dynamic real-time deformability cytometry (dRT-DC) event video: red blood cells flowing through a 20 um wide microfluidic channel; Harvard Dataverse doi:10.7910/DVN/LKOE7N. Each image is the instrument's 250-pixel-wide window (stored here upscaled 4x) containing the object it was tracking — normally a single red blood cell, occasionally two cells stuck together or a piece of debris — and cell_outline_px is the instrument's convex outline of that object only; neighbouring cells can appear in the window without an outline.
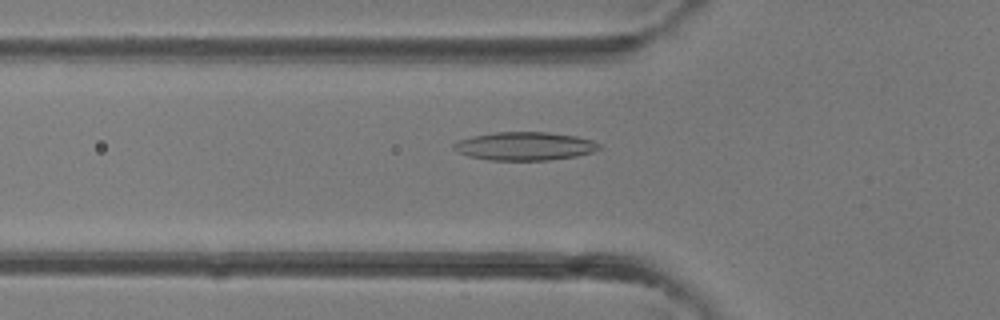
{"species": "common noctule bat (a hibernating species)", "species_latin": "Nyctalus noctula", "temperature_condition": "room temperature", "stored_images_in_passage": 36, "camera_frame_rate_fps": 3000, "um_per_image_px": 0.085, "animal": {"sex": "female"}, "frame": {"image": 1, "passage_image": 11, "time_ms": 3.333, "image_size_px": [1000, 320], "cell_outline_px": [[604, 148], [592, 152], [576, 156], [548, 160], [488, 160], [468, 156], [452, 148], [452, 144], [460, 140], [472, 136], [496, 132], [548, 132], [576, 136], [592, 140], [600, 144]], "centroid_in_image_um": [44.63, 12.42], "position_along_channel_um": 81.2, "area_um2": 24.04}}
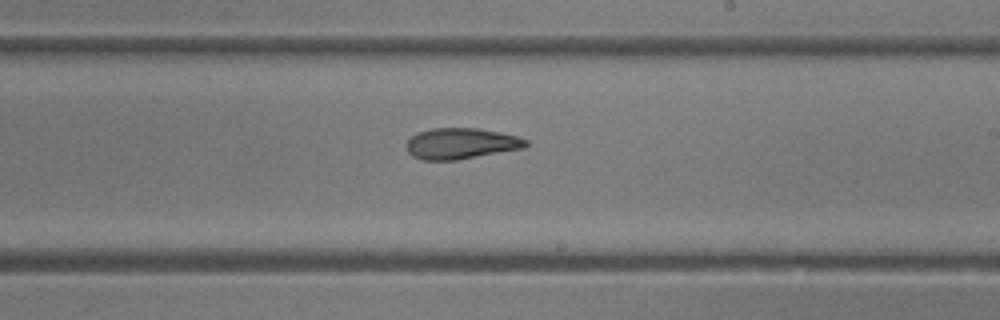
{"frame": {"image": 2, "passage_image": 21, "time_ms": 6.667, "image_size_px": [1000, 320], "cell_outline_px": [[528, 144], [524, 148], [456, 160], [424, 160], [412, 156], [408, 152], [404, 144], [416, 132], [432, 128], [476, 128], [500, 132], [516, 136], [528, 140]], "centroid_in_image_um": [39.15, 12.2], "position_along_channel_um": 249.8, "area_um2": 21.62}}
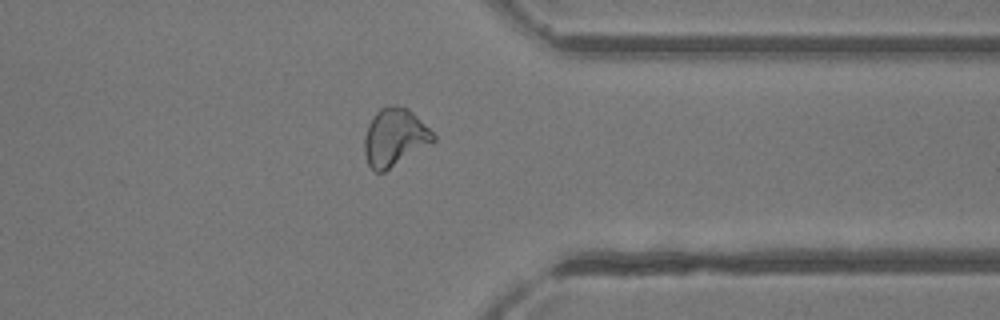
{"frame": {"image": 3, "passage_image": 29, "time_ms": 9.333, "image_size_px": [1000, 320], "cell_outline_px": [[436, 140], [432, 144], [384, 172], [376, 172], [368, 164], [364, 152], [364, 136], [368, 124], [372, 116], [380, 108], [392, 104], [396, 104], [408, 108], [436, 136]], "centroid_in_image_um": [33.54, 11.67], "position_along_channel_um": 377.9, "area_um2": 23.35}}